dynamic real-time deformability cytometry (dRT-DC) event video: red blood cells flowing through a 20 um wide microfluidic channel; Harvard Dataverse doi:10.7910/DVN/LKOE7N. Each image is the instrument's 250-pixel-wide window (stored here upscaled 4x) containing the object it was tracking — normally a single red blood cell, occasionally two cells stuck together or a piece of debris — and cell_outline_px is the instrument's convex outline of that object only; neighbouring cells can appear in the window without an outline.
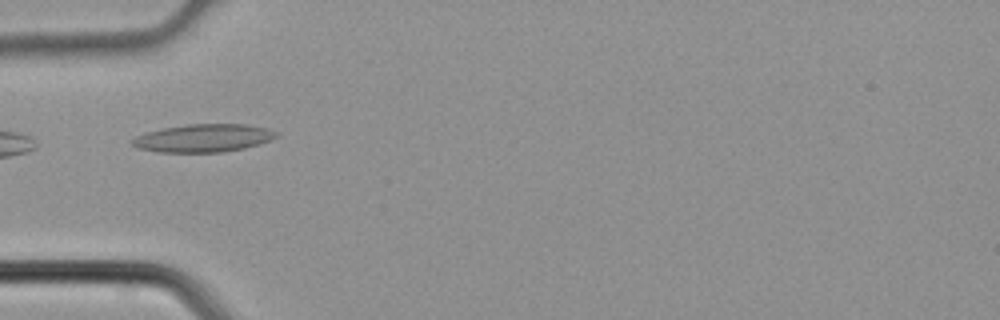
{"species": "common noctule bat (a hibernating species)", "species_latin": "Nyctalus noctula", "temperature_condition": "cold", "stored_images_in_passage": 2, "camera_frame_rate_fps": 3000, "um_per_image_px": 0.085, "animal": {"sex": "male", "body_mass_g": 21.5, "forearm_length_mm": 52.0}, "frame": {"image": 1, "passage_image": 1, "time_ms": 0.0, "image_size_px": [1000, 320], "cell_outline_px": [[280, 132], [276, 136], [260, 144], [244, 148], [220, 152], [156, 152], [136, 148], [128, 140], [136, 136], [148, 132], [164, 128], [188, 124], [244, 124], [268, 128]], "centroid_in_image_um": [17.26, 11.74], "position_along_channel_um": 67.7, "area_um2": 23.47}}
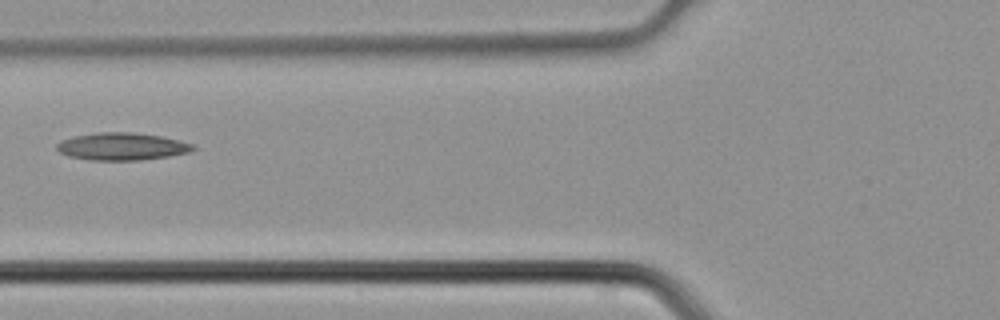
{"frame": {"image": 2, "passage_image": 2, "time_ms": 0.333, "image_size_px": [1000, 320], "cell_outline_px": [[196, 148], [192, 152], [168, 156], [140, 160], [88, 160], [68, 156], [60, 152], [56, 148], [56, 144], [60, 140], [76, 136], [96, 132], [132, 132], [160, 136], [192, 144]], "centroid_in_image_um": [10.33, 12.45], "position_along_channel_um": 115.5, "area_um2": 21.73}}